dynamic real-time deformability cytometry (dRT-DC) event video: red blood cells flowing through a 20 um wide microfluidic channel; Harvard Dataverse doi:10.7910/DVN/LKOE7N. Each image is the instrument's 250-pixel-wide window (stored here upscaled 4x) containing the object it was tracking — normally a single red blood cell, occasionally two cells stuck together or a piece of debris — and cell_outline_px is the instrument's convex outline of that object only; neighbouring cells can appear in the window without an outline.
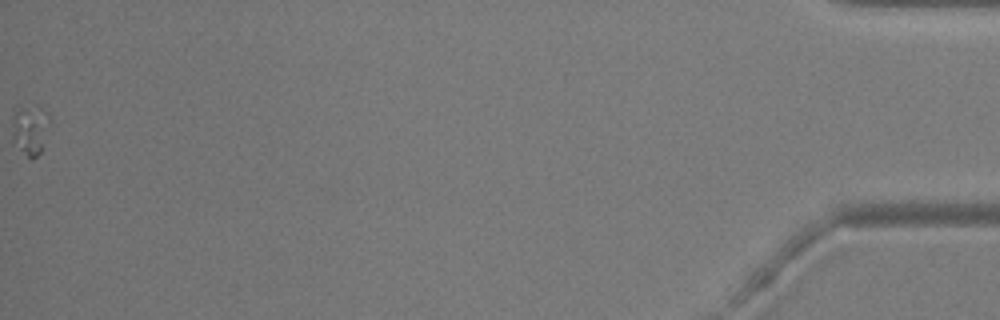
{"species": "common noctule bat (a hibernating species)", "species_latin": "Nyctalus noctula", "temperature_condition": "warm", "stored_images_in_passage": 56, "camera_frame_rate_fps": 3000, "um_per_image_px": 0.085, "animal": {"sex": "male", "body_mass_g": 20.5, "forearm_length_mm": 52.5}, "frame": {"image": 1, "passage_image": 56, "time_ms": 18.333, "image_size_px": [1000, 320], "cell_outline_px": [[48, 120], [40, 152], [32, 160], [12, 144], [12, 116], [20, 108], [36, 104], [48, 112]], "centroid_in_image_um": [2.5, 11.02], "position_along_channel_um": 432.7, "area_um2": 10.75}}